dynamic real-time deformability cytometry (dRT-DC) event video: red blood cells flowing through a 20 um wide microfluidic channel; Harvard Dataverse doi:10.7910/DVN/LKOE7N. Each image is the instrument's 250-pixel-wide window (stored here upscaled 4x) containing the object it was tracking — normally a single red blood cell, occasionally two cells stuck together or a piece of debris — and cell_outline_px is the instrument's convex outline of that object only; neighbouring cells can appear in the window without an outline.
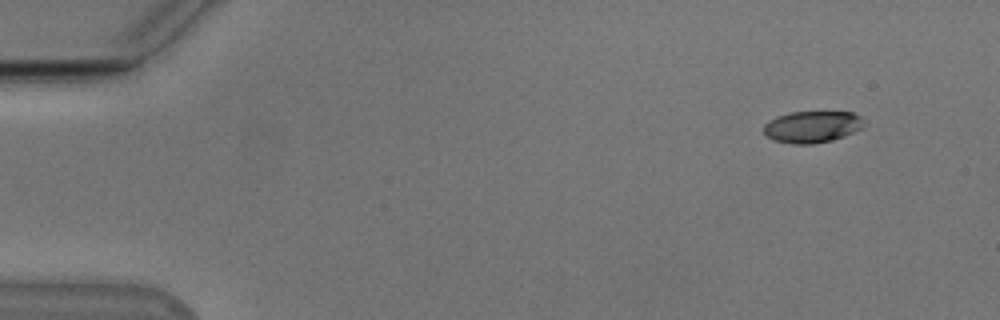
{"species": "Egyptian fruit bat (a non-hibernating species)", "species_latin": "Rousettus aegyptiacus", "temperature_condition": "cold", "stored_images_in_passage": 50, "camera_frame_rate_fps": 3000, "um_per_image_px": 0.085, "animal": {"sex": "male"}, "frame": {"image": 1, "passage_image": 1, "time_ms": 0.0, "image_size_px": [1000, 320], "cell_outline_px": [[864, 124], [860, 128], [844, 136], [832, 140], [812, 144], [792, 144], [772, 140], [764, 132], [764, 124], [768, 120], [776, 116], [788, 112], [852, 112], [860, 116]], "centroid_in_image_um": [68.98, 10.77], "position_along_channel_um": 16.0, "area_um2": 18.5}}
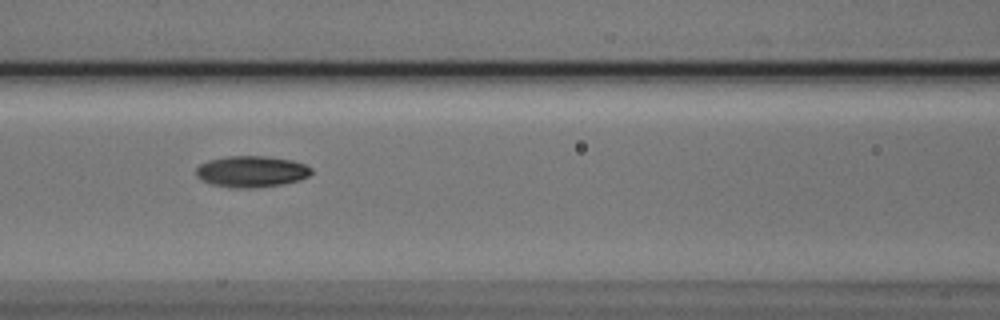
{"frame": {"image": 2, "passage_image": 20, "time_ms": 6.333, "image_size_px": [1000, 320], "cell_outline_px": [[312, 172], [308, 176], [300, 180], [284, 184], [256, 188], [228, 188], [212, 184], [200, 180], [196, 176], [196, 168], [200, 164], [208, 160], [224, 156], [264, 156], [292, 160], [304, 164], [312, 168]], "centroid_in_image_um": [21.35, 14.59], "position_along_channel_um": 145.2, "area_um2": 21.33}}
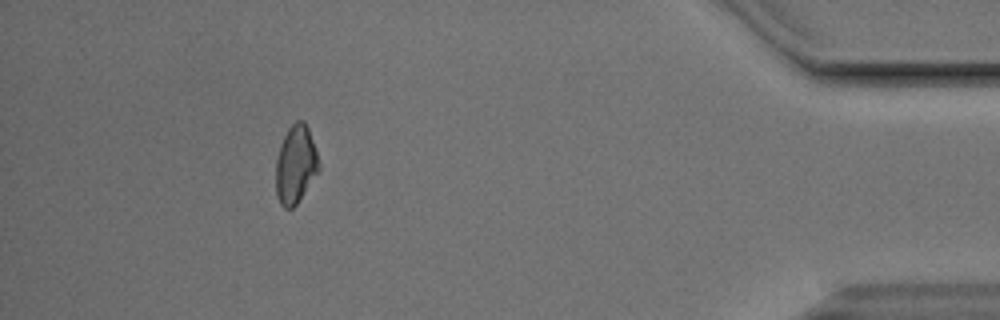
{"frame": {"image": 3, "passage_image": 45, "time_ms": 14.667, "image_size_px": [1000, 320], "cell_outline_px": [[320, 172], [296, 204], [292, 208], [284, 208], [280, 204], [276, 196], [276, 160], [280, 144], [288, 128], [296, 120], [304, 120], [308, 128], [316, 152], [320, 168]], "centroid_in_image_um": [25.12, 14.0], "position_along_channel_um": 410.1, "area_um2": 19.65}, "authors_computed_cell_mechanics": {"area_um2": 19.8254, "velocity_mm_per_s": 3.8367, "shape_relaxation_time_tau1_ms": 7.5402, "shape_relaxation_time_tau2_ms": null, "deformation_change_tau1": 0.1475, "deformation_change_tau2": null}}